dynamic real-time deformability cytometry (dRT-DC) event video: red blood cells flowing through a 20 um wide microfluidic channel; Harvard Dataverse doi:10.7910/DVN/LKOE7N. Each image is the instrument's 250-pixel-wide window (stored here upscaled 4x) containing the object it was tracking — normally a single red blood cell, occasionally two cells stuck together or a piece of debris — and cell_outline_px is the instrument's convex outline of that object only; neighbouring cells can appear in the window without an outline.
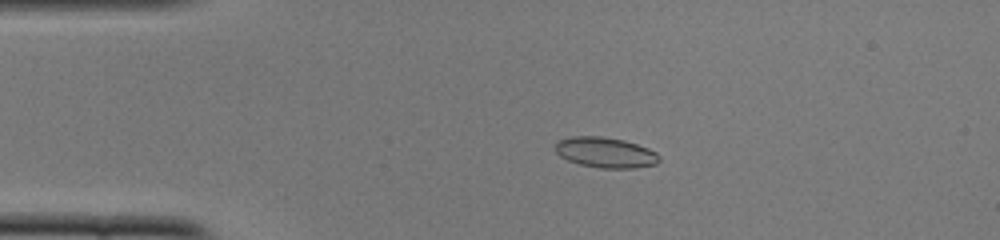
{"species": "common noctule bat (a hibernating species)", "species_latin": "Nyctalus noctula", "temperature_condition": "cold", "stored_images_in_passage": 52, "camera_frame_rate_fps": 3000, "um_per_image_px": 0.085, "animal": {"sex": "female", "body_mass_g": 22.0, "forearm_length_mm": 56.7}, "frame": {"image": 1, "passage_image": 11, "time_ms": 3.333, "image_size_px": [1000, 240], "cell_outline_px": [[660, 160], [656, 164], [636, 168], [600, 168], [580, 164], [568, 160], [560, 156], [556, 152], [556, 144], [560, 140], [572, 136], [600, 136], [624, 140], [648, 148], [656, 152], [660, 156]], "centroid_in_image_um": [51.49, 12.96], "position_along_channel_um": 33.5, "area_um2": 18.38}}
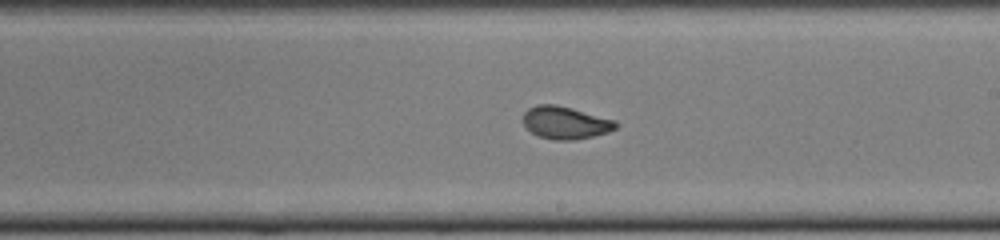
{"frame": {"image": 2, "passage_image": 30, "time_ms": 9.667, "image_size_px": [1000, 240], "cell_outline_px": [[620, 124], [616, 128], [608, 132], [576, 140], [552, 140], [540, 136], [532, 132], [524, 124], [524, 112], [528, 108], [536, 104], [556, 104], [572, 108], [616, 120]], "centroid_in_image_um": [48.09, 10.42], "position_along_channel_um": 240.9, "area_um2": 17.63}}
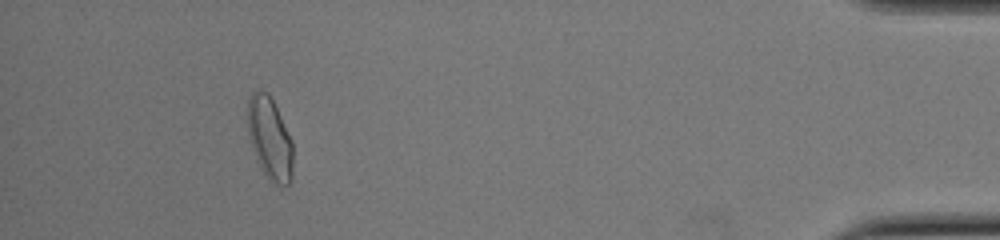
{"frame": {"image": 3, "passage_image": 48, "time_ms": 15.667, "image_size_px": [1000, 240], "cell_outline_px": [[292, 180], [288, 184], [276, 184], [268, 180], [256, 156], [248, 132], [248, 100], [252, 92], [256, 88], [268, 92], [292, 140]], "centroid_in_image_um": [22.93, 11.74], "position_along_channel_um": 412.3, "area_um2": 21.33}, "authors_computed_cell_mechanics": {"area_um2": 17.8602, "velocity_mm_per_s": 3.8814, "shape_relaxation_time_tau1_ms": 7.1713, "shape_relaxation_time_tau2_ms": 0.9532, "deformation_change_tau1": 0.1818, "deformation_change_tau2": 0.0473}}